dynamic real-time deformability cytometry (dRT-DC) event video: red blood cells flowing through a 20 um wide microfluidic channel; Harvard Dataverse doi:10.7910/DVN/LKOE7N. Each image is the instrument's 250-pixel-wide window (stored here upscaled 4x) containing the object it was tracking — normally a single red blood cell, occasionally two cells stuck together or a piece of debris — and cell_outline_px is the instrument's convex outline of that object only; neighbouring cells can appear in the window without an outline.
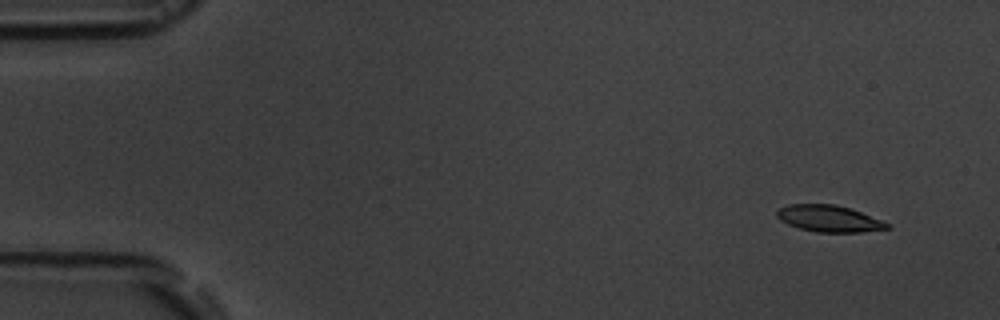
{"species": "common noctule bat (a hibernating species)", "species_latin": "Nyctalus noctula", "temperature_condition": "room temperature", "stored_images_in_passage": 5, "camera_frame_rate_fps": 3000, "um_per_image_px": 0.085, "animal": {"sex": "male", "body_mass_g": 19.5, "forearm_length_mm": 54.6}, "frame": {"image": 1, "passage_image": 1, "time_ms": 0.0, "image_size_px": [1000, 320], "cell_outline_px": [[892, 228], [860, 232], [816, 232], [800, 228], [788, 224], [780, 220], [776, 216], [776, 212], [780, 208], [788, 204], [836, 204], [860, 212], [880, 220], [888, 224]], "centroid_in_image_um": [70.43, 18.58], "position_along_channel_um": 14.6, "area_um2": 16.88}}
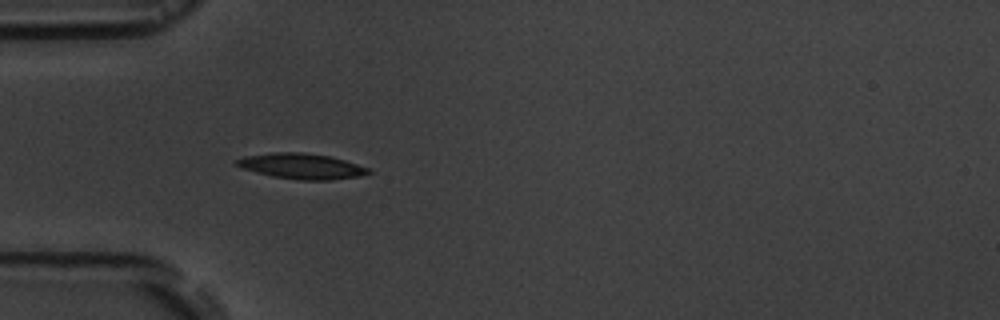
{"frame": {"image": 2, "passage_image": 5, "time_ms": 4.333, "image_size_px": [1000, 320], "cell_outline_px": [[372, 172], [360, 176], [328, 180], [300, 180], [272, 176], [256, 172], [244, 168], [236, 164], [232, 160], [244, 156], [272, 152], [304, 152], [332, 156], [368, 168]], "centroid_in_image_um": [25.61, 14.11], "position_along_channel_um": 59.4, "area_um2": 19.59}}